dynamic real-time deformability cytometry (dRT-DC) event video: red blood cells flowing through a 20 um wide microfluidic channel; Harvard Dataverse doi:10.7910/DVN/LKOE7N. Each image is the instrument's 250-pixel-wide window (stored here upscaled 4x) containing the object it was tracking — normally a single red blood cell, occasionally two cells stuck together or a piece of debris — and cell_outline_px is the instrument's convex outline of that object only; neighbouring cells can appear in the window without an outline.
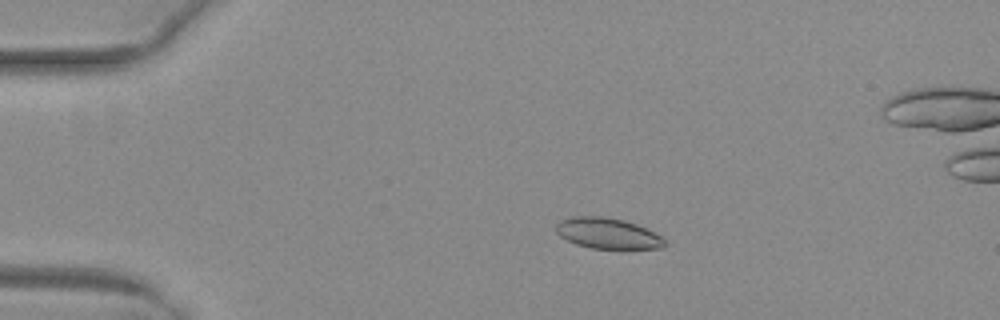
{"species": "common noctule bat (a hibernating species)", "species_latin": "Nyctalus noctula", "temperature_condition": "warm", "stored_images_in_passage": 44, "camera_frame_rate_fps": 3000, "um_per_image_px": 0.085, "animal": {"sex": "female", "body_mass_g": 29.2, "forearm_length_mm": 56.3}, "frame": {"image": 1, "passage_image": 2, "time_ms": 0.333, "image_size_px": [1000, 320], "cell_outline_px": [[668, 244], [660, 248], [592, 248], [576, 244], [560, 236], [556, 232], [556, 224], [560, 220], [572, 216], [604, 216], [624, 220], [636, 224], [656, 232]], "centroid_in_image_um": [51.64, 19.82], "position_along_channel_um": 33.4, "area_um2": 19.42}}
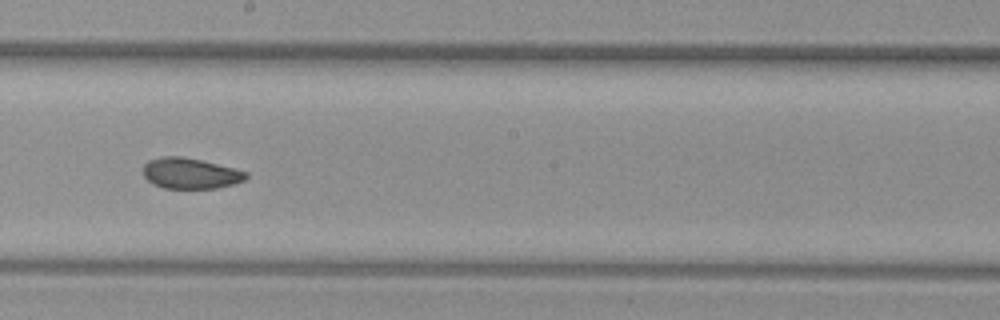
{"frame": {"image": 2, "passage_image": 21, "time_ms": 6.667, "image_size_px": [1000, 320], "cell_outline_px": [[248, 176], [244, 180], [232, 184], [216, 188], [164, 188], [152, 184], [144, 176], [144, 164], [148, 160], [164, 156], [180, 156], [200, 160], [248, 172]], "centroid_in_image_um": [16.15, 14.74], "position_along_channel_um": 232.0, "area_um2": 18.21}}
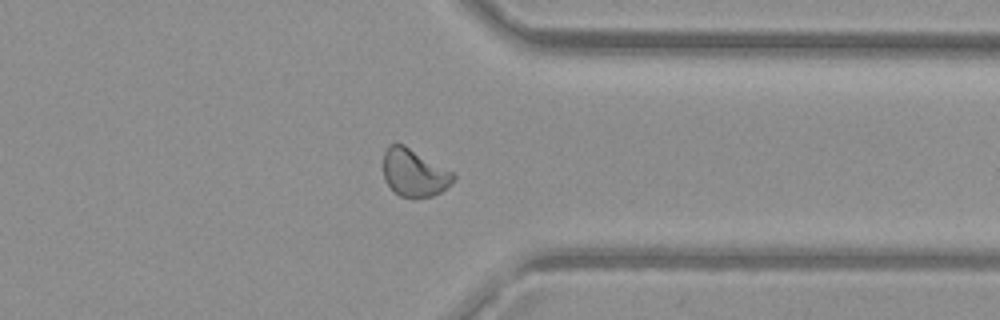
{"frame": {"image": 3, "passage_image": 32, "time_ms": 10.333, "image_size_px": [1000, 320], "cell_outline_px": [[456, 176], [440, 192], [432, 196], [412, 200], [400, 196], [384, 180], [380, 164], [384, 152], [388, 144], [404, 144], [452, 172]], "centroid_in_image_um": [35.11, 14.69], "position_along_channel_um": 376.3, "area_um2": 19.65}}